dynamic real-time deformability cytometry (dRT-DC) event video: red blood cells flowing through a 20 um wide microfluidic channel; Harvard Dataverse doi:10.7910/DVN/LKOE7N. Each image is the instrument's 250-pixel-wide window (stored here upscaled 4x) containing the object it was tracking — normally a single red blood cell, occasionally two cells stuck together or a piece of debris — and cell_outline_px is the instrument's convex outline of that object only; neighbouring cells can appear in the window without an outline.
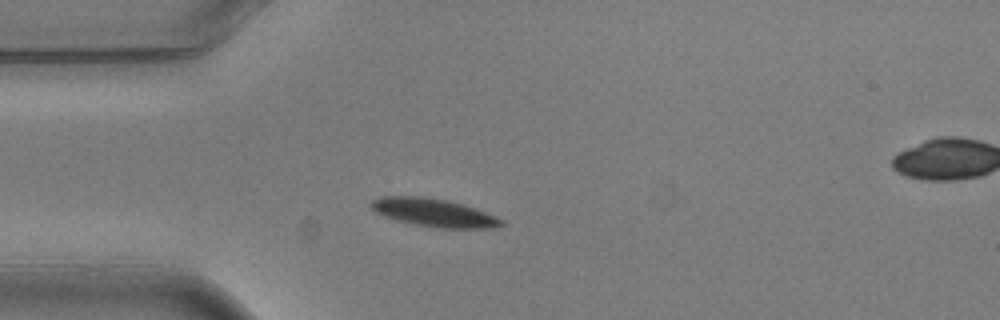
{"species": "common noctule bat (a hibernating species)", "species_latin": "Nyctalus noctula", "temperature_condition": "warm", "stored_images_in_passage": 2, "camera_frame_rate_fps": 3000, "um_per_image_px": 0.085, "animal": {"sex": "male", "body_mass_g": 20.5, "forearm_length_mm": 52.5}, "frame": {"image": 1, "passage_image": 1, "time_ms": 0.0, "image_size_px": [1000, 320], "cell_outline_px": [[504, 224], [492, 228], [436, 228], [412, 224], [396, 220], [384, 216], [376, 212], [368, 204], [372, 200], [380, 196], [420, 196], [448, 200], [464, 204], [496, 216], [504, 220]], "centroid_in_image_um": [36.86, 18.07], "position_along_channel_um": 48.1, "area_um2": 21.5}}